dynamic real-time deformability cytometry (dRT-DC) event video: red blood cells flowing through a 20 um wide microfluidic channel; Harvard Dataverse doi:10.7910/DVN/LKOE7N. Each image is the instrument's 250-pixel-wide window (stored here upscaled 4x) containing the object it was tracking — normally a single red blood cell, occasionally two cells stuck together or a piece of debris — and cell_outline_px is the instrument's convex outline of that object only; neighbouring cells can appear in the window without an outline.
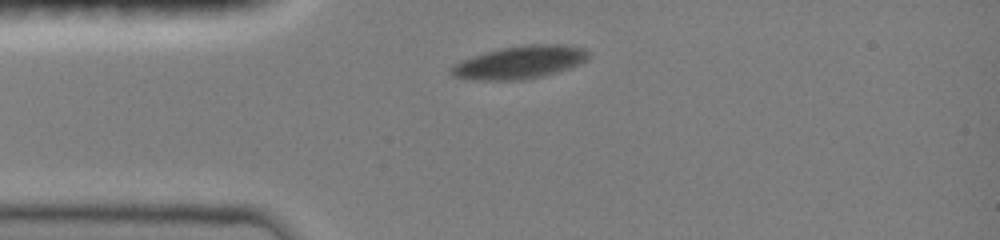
{"species": "common noctule bat (a hibernating species)", "species_latin": "Nyctalus noctula", "temperature_condition": "room temperature", "stored_images_in_passage": 8, "camera_frame_rate_fps": 3000, "um_per_image_px": 0.085, "animal": {"sex": "female", "body_mass_g": 19.0, "forearm_length_mm": 51.5}, "frame": {"image": 1, "passage_image": 1, "time_ms": 0.0, "image_size_px": [1000, 240], "cell_outline_px": [[588, 60], [580, 64], [544, 76], [524, 80], [476, 80], [452, 76], [448, 72], [448, 68], [452, 64], [460, 60], [484, 52], [500, 48], [528, 44], [564, 44], [584, 48], [588, 52]], "centroid_in_image_um": [44.14, 5.3], "position_along_channel_um": 40.9, "area_um2": 26.65}}